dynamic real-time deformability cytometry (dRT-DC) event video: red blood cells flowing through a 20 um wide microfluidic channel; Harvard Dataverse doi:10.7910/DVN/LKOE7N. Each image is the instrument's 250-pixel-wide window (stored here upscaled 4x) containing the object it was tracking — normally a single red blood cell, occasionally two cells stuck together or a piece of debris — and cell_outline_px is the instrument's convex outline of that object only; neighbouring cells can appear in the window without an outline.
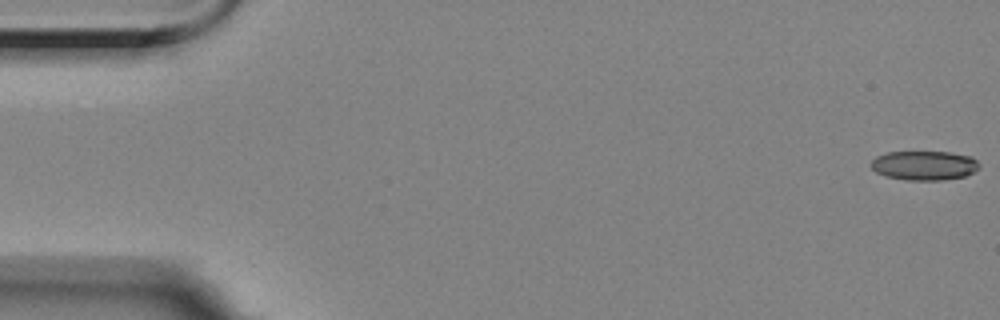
{"species": "Egyptian fruit bat (a non-hibernating species)", "species_latin": "Rousettus aegyptiacus", "temperature_condition": "room temperature", "stored_images_in_passage": 57, "camera_frame_rate_fps": 3000, "um_per_image_px": 0.085, "animal": {"sex": "female"}, "frame": {"image": 1, "passage_image": 1, "time_ms": 0.0, "image_size_px": [1000, 320], "cell_outline_px": [[980, 168], [964, 176], [940, 180], [908, 180], [884, 176], [876, 172], [872, 168], [872, 160], [876, 156], [888, 152], [948, 152], [972, 156], [980, 164]], "centroid_in_image_um": [78.57, 14.06], "position_along_channel_um": 6.4, "area_um2": 18.44}}
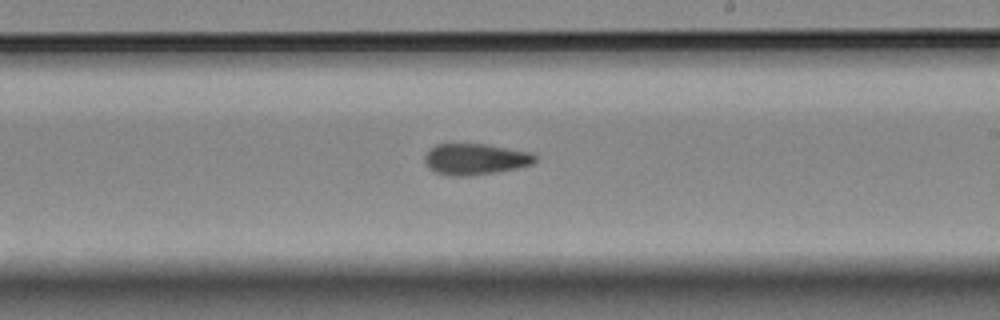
{"frame": {"image": 2, "passage_image": 33, "time_ms": 10.667, "image_size_px": [1000, 320], "cell_outline_px": [[536, 160], [532, 164], [516, 168], [492, 172], [464, 176], [452, 176], [436, 172], [428, 168], [424, 160], [424, 156], [428, 148], [436, 144], [484, 144], [532, 152], [536, 156]], "centroid_in_image_um": [40.36, 13.51], "position_along_channel_um": 248.6, "area_um2": 19.94}}
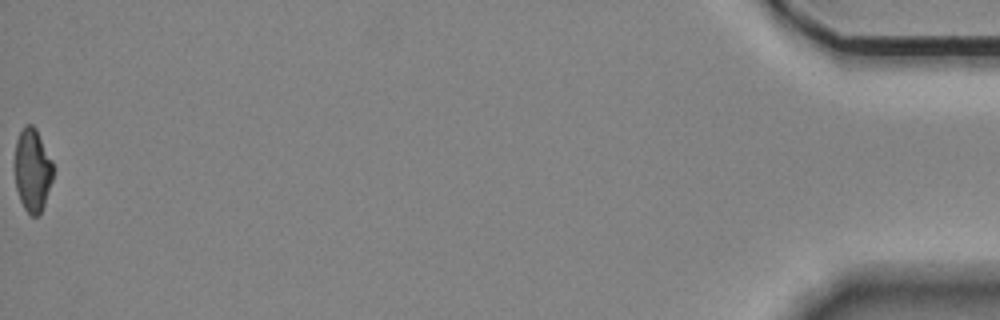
{"frame": {"image": 3, "passage_image": 57, "time_ms": 18.667, "image_size_px": [1000, 320], "cell_outline_px": [[52, 180], [40, 216], [32, 216], [24, 208], [20, 200], [16, 188], [12, 164], [16, 140], [24, 124], [32, 124], [36, 128], [52, 160]], "centroid_in_image_um": [2.71, 14.43], "position_along_channel_um": 432.5, "area_um2": 19.02}, "authors_computed_cell_mechanics": {"area_um2": 19.941, "velocity_mm_per_s": 3.5394, "shape_relaxation_time_tau1_ms": 10.1186, "shape_relaxation_time_tau2_ms": 4.7627, "deformation_change_tau1": 0.1784, "deformation_change_tau2": 0.115}}